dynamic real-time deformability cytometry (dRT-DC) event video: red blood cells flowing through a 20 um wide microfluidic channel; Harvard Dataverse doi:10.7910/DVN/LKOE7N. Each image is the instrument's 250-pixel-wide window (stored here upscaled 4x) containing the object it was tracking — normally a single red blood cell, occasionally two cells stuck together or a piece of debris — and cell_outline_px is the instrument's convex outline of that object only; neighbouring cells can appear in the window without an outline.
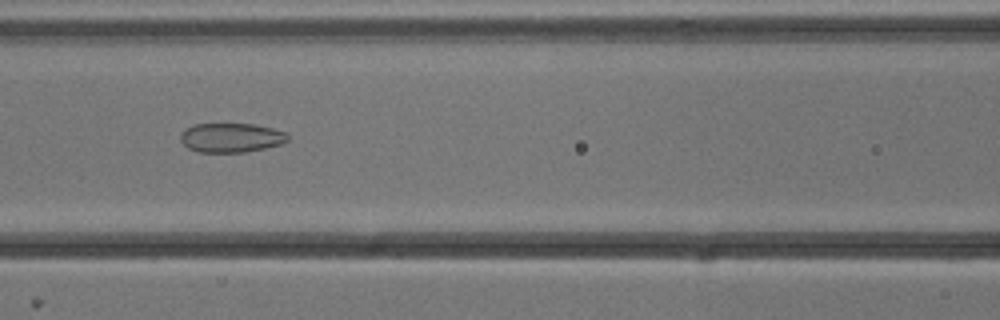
{"species": "common noctule bat (a hibernating species)", "species_latin": "Nyctalus noctula", "temperature_condition": "cold", "stored_images_in_passage": 35, "camera_frame_rate_fps": 3000, "um_per_image_px": 0.085, "animal": {"sex": "male", "body_mass_g": 13.3}, "frame": {"image": 1, "passage_image": 9, "time_ms": 2.667, "image_size_px": [1000, 320], "cell_outline_px": [[288, 140], [280, 144], [264, 148], [244, 152], [196, 152], [188, 148], [180, 140], [180, 132], [192, 124], [252, 124], [272, 128], [288, 132]], "centroid_in_image_um": [19.62, 11.7], "position_along_channel_um": 147.0, "area_um2": 18.38}}
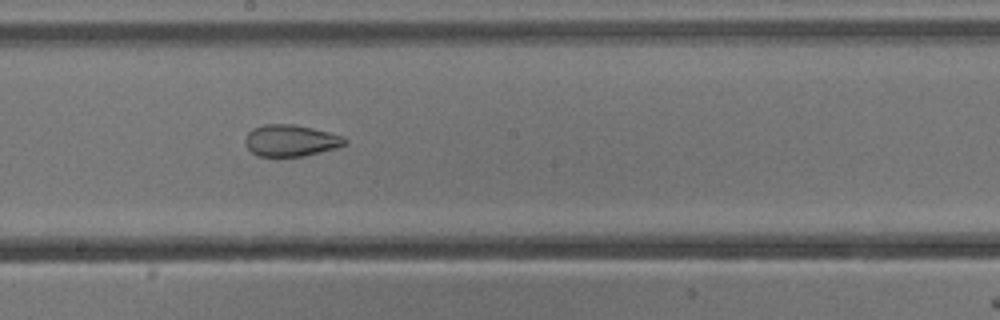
{"frame": {"image": 2, "passage_image": 15, "time_ms": 4.667, "image_size_px": [1000, 320], "cell_outline_px": [[348, 144], [336, 148], [304, 156], [256, 156], [244, 144], [244, 140], [248, 132], [252, 128], [264, 124], [292, 124], [312, 128], [344, 136], [348, 140]], "centroid_in_image_um": [24.71, 11.94], "position_along_channel_um": 223.5, "area_um2": 18.5}}
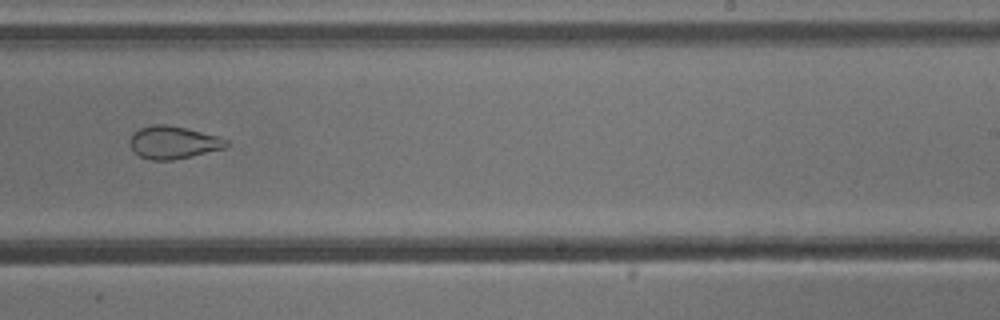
{"frame": {"image": 3, "passage_image": 19, "time_ms": 6.0, "image_size_px": [1000, 320], "cell_outline_px": [[228, 144], [224, 148], [192, 156], [172, 160], [148, 160], [132, 152], [128, 144], [128, 140], [132, 132], [140, 128], [152, 124], [168, 124], [188, 128], [220, 136], [228, 140]], "centroid_in_image_um": [14.68, 12.09], "position_along_channel_um": 274.3, "area_um2": 18.84}, "authors_computed_cell_mechanics": {"area_um2": 20.23, "velocity_mm_per_s": 3.8319, "shape_relaxation_time_tau1_ms": null, "shape_relaxation_time_tau2_ms": 1.5765, "deformation_change_tau1": null, "deformation_change_tau2": 0.0763}}